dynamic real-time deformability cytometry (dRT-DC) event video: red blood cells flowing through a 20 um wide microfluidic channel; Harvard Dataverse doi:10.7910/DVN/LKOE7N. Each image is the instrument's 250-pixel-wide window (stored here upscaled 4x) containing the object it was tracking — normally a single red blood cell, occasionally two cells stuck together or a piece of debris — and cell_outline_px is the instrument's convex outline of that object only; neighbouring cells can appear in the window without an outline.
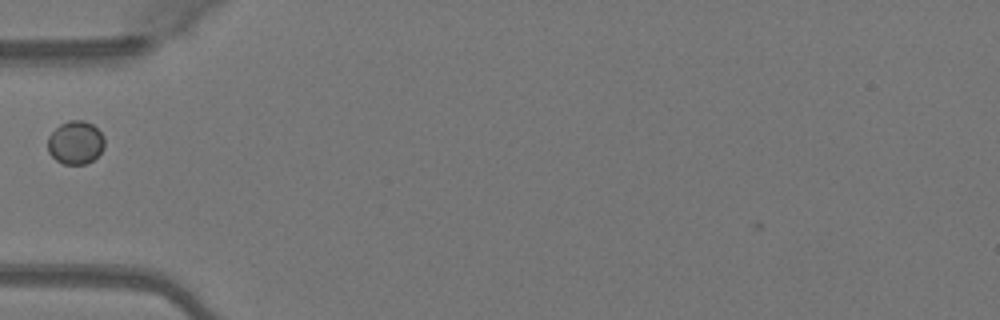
{"species": "Egyptian fruit bat (a non-hibernating species)", "species_latin": "Rousettus aegyptiacus", "temperature_condition": "warm", "stored_images_in_passage": 15, "camera_frame_rate_fps": 3000, "um_per_image_px": 0.085, "animal": {"sex": "female"}, "frame": {"image": 1, "passage_image": 1, "time_ms": 0.0, "image_size_px": [1000, 320], "cell_outline_px": [[104, 148], [92, 160], [84, 164], [64, 164], [56, 160], [48, 152], [48, 136], [60, 124], [68, 120], [84, 120], [92, 124], [104, 136]], "centroid_in_image_um": [6.41, 12.11], "position_along_channel_um": 78.6, "area_um2": 14.28}}
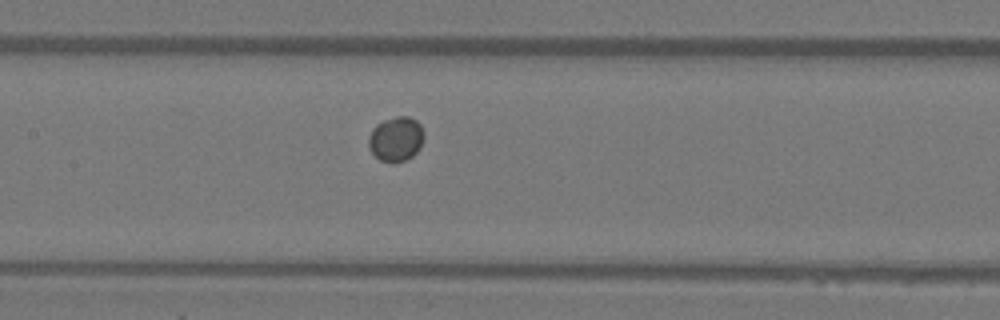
{"frame": {"image": 2, "passage_image": 8, "time_ms": 2.333, "image_size_px": [1000, 320], "cell_outline_px": [[424, 136], [420, 148], [412, 156], [404, 160], [380, 160], [368, 148], [368, 136], [372, 128], [376, 124], [384, 120], [396, 116], [408, 116], [416, 120], [420, 124], [424, 132]], "centroid_in_image_um": [33.65, 11.77], "position_along_channel_um": 173.7, "area_um2": 14.28}}
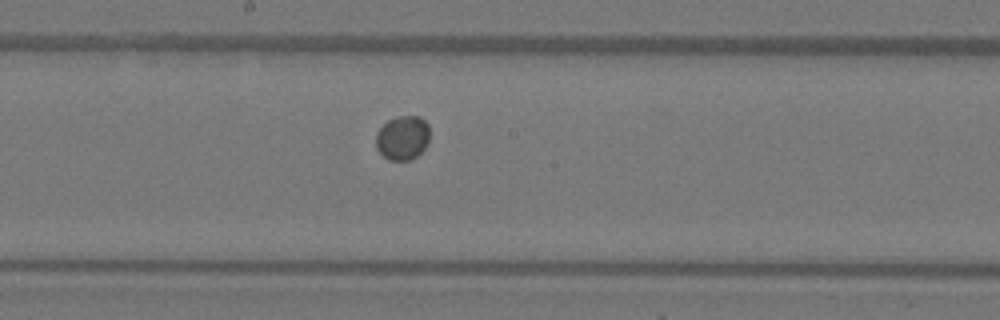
{"frame": {"image": 3, "passage_image": 11, "time_ms": 3.333, "image_size_px": [1000, 320], "cell_outline_px": [[428, 140], [424, 148], [416, 156], [408, 160], [388, 160], [376, 148], [376, 132], [388, 120], [396, 116], [420, 116], [428, 124]], "centroid_in_image_um": [34.2, 11.7], "position_along_channel_um": 214.0, "area_um2": 13.76}}